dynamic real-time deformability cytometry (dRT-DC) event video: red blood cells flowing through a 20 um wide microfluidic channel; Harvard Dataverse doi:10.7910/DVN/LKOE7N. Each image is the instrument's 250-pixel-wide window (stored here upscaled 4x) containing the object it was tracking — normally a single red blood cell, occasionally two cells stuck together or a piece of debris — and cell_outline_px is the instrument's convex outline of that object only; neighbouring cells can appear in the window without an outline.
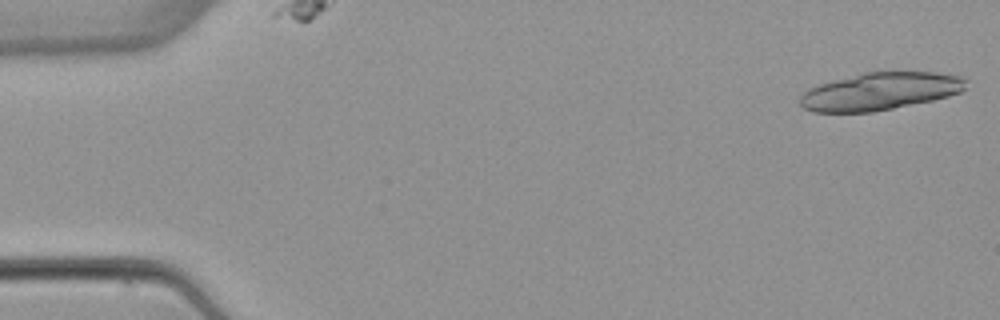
{"species": "common noctule bat (a hibernating species)", "species_latin": "Nyctalus noctula", "temperature_condition": "warm", "stored_images_in_passage": 9, "camera_frame_rate_fps": 3000, "um_per_image_px": 0.085, "animal": {"sex": "female", "body_mass_g": 22.7, "forearm_length_mm": 54.2}, "frame": {"image": 1, "passage_image": 1, "time_ms": 0.0, "image_size_px": [1000, 320], "cell_outline_px": [[968, 80], [964, 88], [960, 92], [948, 96], [932, 100], [872, 112], [812, 112], [804, 108], [800, 104], [800, 96], [808, 88], [832, 80], [864, 72], [936, 72], [964, 76]], "centroid_in_image_um": [74.81, 7.75], "position_along_channel_um": 10.2, "area_um2": 36.3}}
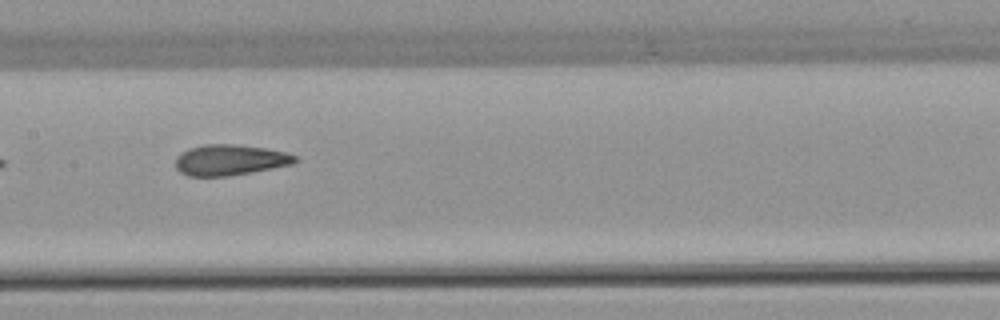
{"frame": {"image": 2, "passage_image": 7, "time_ms": 8.333, "image_size_px": [1000, 320], "cell_outline_px": [[300, 160], [292, 164], [272, 168], [228, 176], [188, 176], [180, 172], [176, 168], [176, 156], [180, 152], [188, 148], [204, 144], [236, 144], [264, 148], [284, 152], [296, 156]], "centroid_in_image_um": [19.51, 13.59], "position_along_channel_um": 187.9, "area_um2": 21.44}}
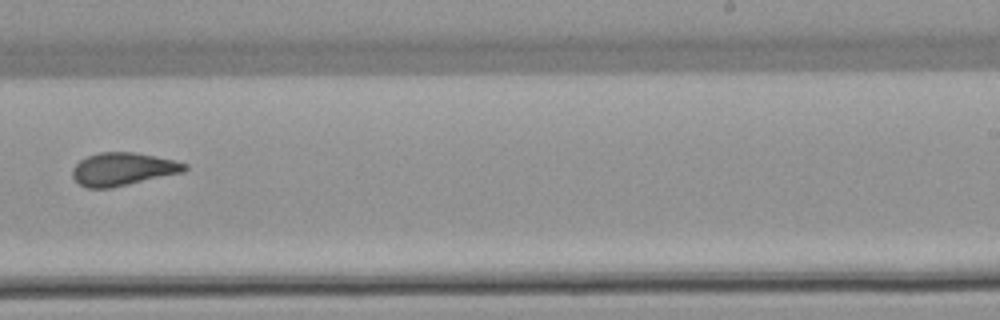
{"frame": {"image": 3, "passage_image": 9, "time_ms": 10.667, "image_size_px": [1000, 320], "cell_outline_px": [[188, 168], [184, 172], [112, 188], [88, 188], [80, 184], [72, 176], [72, 168], [80, 160], [88, 156], [100, 152], [132, 152], [156, 156], [188, 164]], "centroid_in_image_um": [10.45, 14.38], "position_along_channel_um": 278.5, "area_um2": 21.5}}